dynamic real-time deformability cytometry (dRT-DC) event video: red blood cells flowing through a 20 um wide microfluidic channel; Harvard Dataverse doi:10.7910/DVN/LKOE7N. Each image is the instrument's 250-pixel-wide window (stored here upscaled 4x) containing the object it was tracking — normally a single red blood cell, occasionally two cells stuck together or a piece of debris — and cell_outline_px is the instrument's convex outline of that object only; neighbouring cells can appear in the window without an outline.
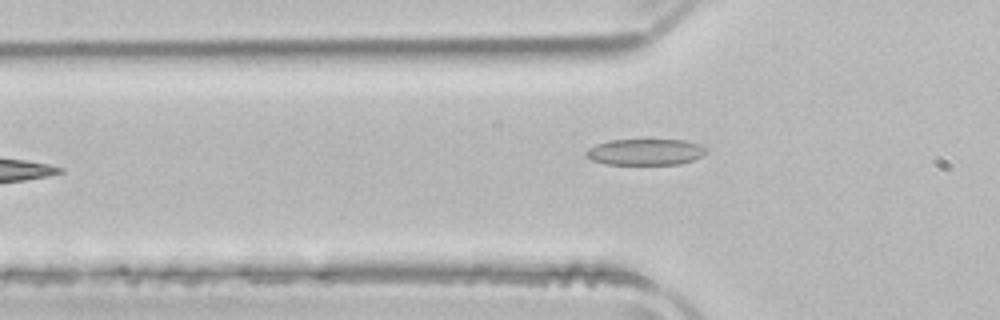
{"species": "common noctule bat (a hibernating species)", "species_latin": "Nyctalus noctula", "temperature_condition": "room temperature", "stored_images_in_passage": 36, "camera_frame_rate_fps": 3000, "um_per_image_px": 0.085, "animal": {"sex": "male", "body_mass_g": 21.5, "forearm_length_mm": 52.0}, "frame": {"image": 1, "passage_image": 4, "time_ms": 1.0, "image_size_px": [1000, 320], "cell_outline_px": [[708, 152], [692, 160], [680, 164], [604, 164], [592, 160], [584, 152], [588, 148], [596, 144], [612, 140], [684, 140], [700, 144]], "centroid_in_image_um": [54.84, 12.92], "position_along_channel_um": 71.0, "area_um2": 18.21}}
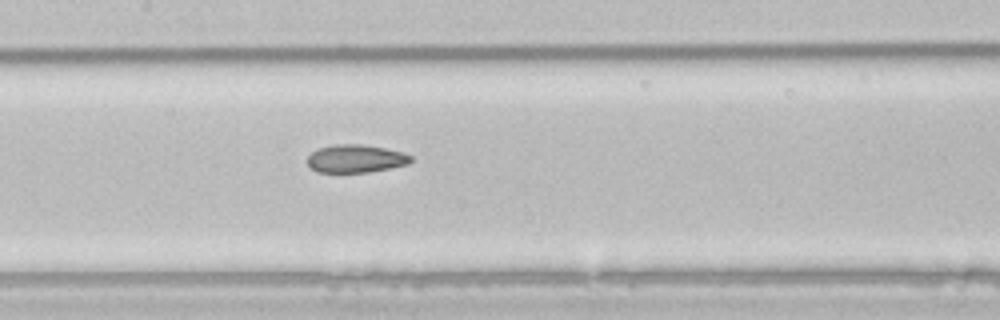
{"frame": {"image": 2, "passage_image": 12, "time_ms": 3.667, "image_size_px": [1000, 320], "cell_outline_px": [[412, 160], [408, 164], [368, 172], [316, 172], [308, 164], [308, 156], [312, 152], [320, 148], [332, 144], [360, 144], [384, 148], [404, 152], [412, 156]], "centroid_in_image_um": [30.24, 13.48], "position_along_channel_um": 177.2, "area_um2": 16.76}}
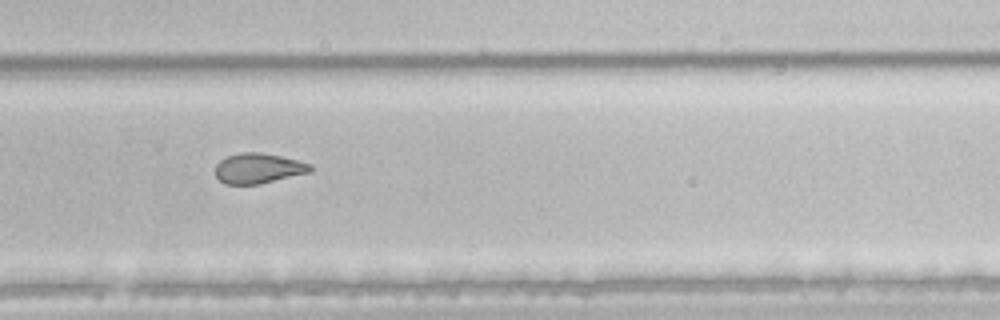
{"frame": {"image": 3, "passage_image": 22, "time_ms": 7.0, "image_size_px": [1000, 320], "cell_outline_px": [[312, 172], [260, 184], [224, 184], [216, 176], [216, 164], [220, 160], [228, 156], [240, 152], [260, 152], [280, 156], [312, 164]], "centroid_in_image_um": [21.97, 14.31], "position_along_channel_um": 307.8, "area_um2": 16.76}, "authors_computed_cell_mechanics": {"area_um2": 17.8024, "velocity_mm_per_s": 3.948, "shape_relaxation_time_tau1_ms": null, "shape_relaxation_time_tau2_ms": 2.4163, "deformation_change_tau1": null, "deformation_change_tau2": 0.0793}}